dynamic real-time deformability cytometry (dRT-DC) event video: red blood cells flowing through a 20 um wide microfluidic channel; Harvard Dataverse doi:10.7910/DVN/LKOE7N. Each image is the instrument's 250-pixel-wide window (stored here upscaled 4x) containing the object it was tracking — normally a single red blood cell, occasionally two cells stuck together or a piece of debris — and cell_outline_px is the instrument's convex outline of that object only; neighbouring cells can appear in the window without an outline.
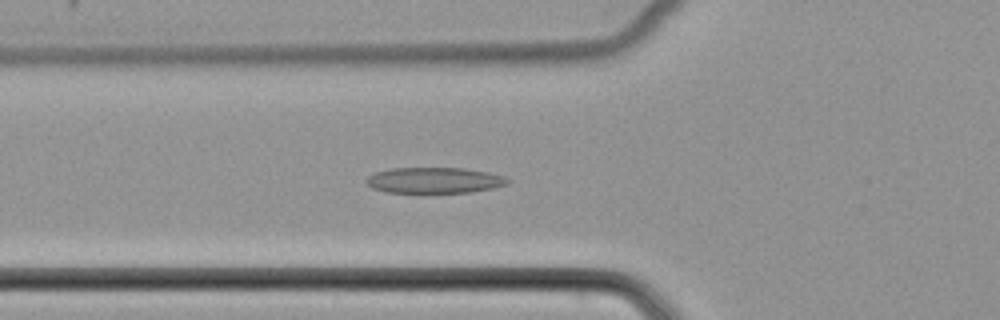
{"species": "common noctule bat (a hibernating species)", "species_latin": "Nyctalus noctula", "temperature_condition": "cold", "stored_images_in_passage": 45, "camera_frame_rate_fps": 3000, "um_per_image_px": 0.085, "animal": {"sex": "female", "body_mass_g": 22.7, "forearm_length_mm": 54.2}, "frame": {"image": 1, "passage_image": 13, "time_ms": 4.0, "image_size_px": [1000, 320], "cell_outline_px": [[508, 184], [492, 188], [472, 192], [388, 192], [372, 188], [364, 180], [368, 176], [376, 172], [392, 168], [464, 168], [488, 172], [504, 176], [508, 180]], "centroid_in_image_um": [36.91, 15.32], "position_along_channel_um": 88.9, "area_um2": 21.1}}
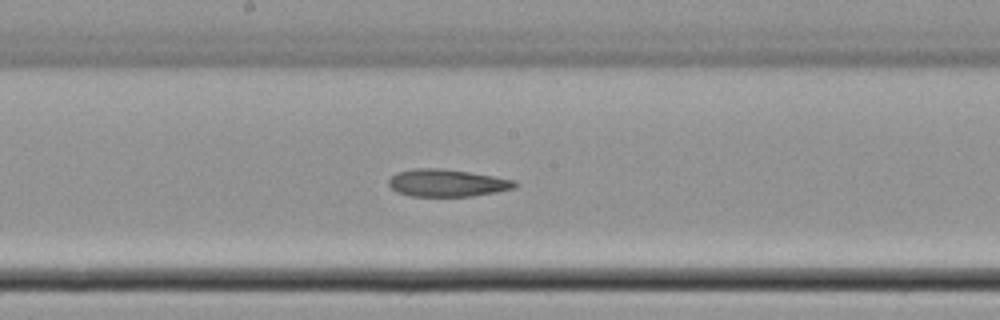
{"frame": {"image": 2, "passage_image": 22, "time_ms": 7.0, "image_size_px": [1000, 320], "cell_outline_px": [[516, 188], [496, 192], [472, 196], [412, 196], [396, 192], [388, 184], [388, 180], [396, 172], [412, 168], [440, 168], [468, 172], [516, 180]], "centroid_in_image_um": [37.97, 15.55], "position_along_channel_um": 210.2, "area_um2": 20.11}}
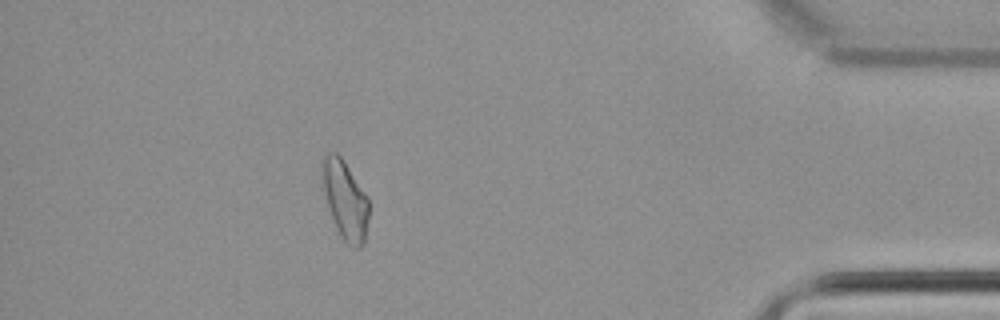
{"frame": {"image": 3, "passage_image": 40, "time_ms": 13.0, "image_size_px": [1000, 320], "cell_outline_px": [[368, 220], [364, 244], [360, 248], [352, 248], [340, 236], [336, 228], [328, 208], [320, 172], [320, 164], [324, 156], [328, 152], [336, 152], [344, 160], [368, 196]], "centroid_in_image_um": [29.32, 16.97], "position_along_channel_um": 405.9, "area_um2": 21.68}}